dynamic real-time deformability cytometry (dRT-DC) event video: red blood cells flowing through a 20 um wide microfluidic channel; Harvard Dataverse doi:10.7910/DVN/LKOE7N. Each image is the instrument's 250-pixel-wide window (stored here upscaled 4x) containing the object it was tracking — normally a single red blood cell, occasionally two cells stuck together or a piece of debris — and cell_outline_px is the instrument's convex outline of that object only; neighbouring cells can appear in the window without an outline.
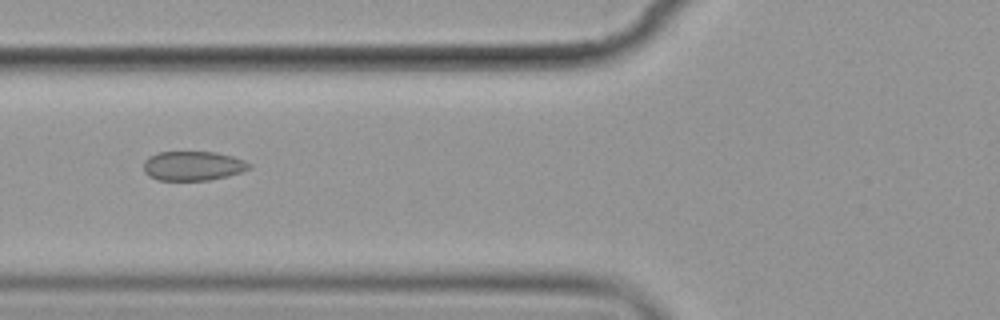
{"species": "common noctule bat (a hibernating species)", "species_latin": "Nyctalus noctula", "temperature_condition": "cold", "stored_images_in_passage": 6, "camera_frame_rate_fps": 3000, "um_per_image_px": 0.085, "animal": {"sex": "female", "body_mass_g": 19.9}, "frame": {"image": 1, "passage_image": 2, "time_ms": 1.333, "image_size_px": [1000, 320], "cell_outline_px": [[252, 168], [228, 176], [208, 180], [156, 180], [148, 176], [144, 172], [144, 160], [148, 156], [156, 152], [216, 152], [232, 156], [244, 160], [252, 164]], "centroid_in_image_um": [16.39, 14.09], "position_along_channel_um": 109.4, "area_um2": 18.26}}
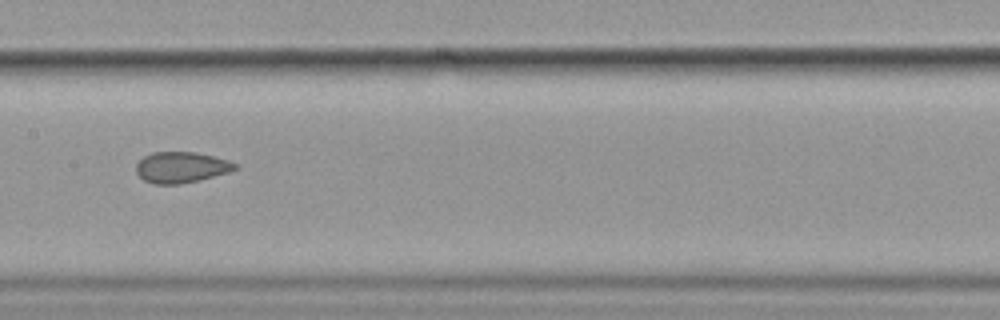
{"frame": {"image": 2, "passage_image": 4, "time_ms": 3.667, "image_size_px": [1000, 320], "cell_outline_px": [[240, 168], [228, 172], [200, 180], [180, 184], [152, 184], [144, 180], [136, 172], [136, 164], [144, 156], [152, 152], [196, 152], [228, 160], [236, 164]], "centroid_in_image_um": [15.4, 14.22], "position_along_channel_um": 192.0, "area_um2": 17.86}}
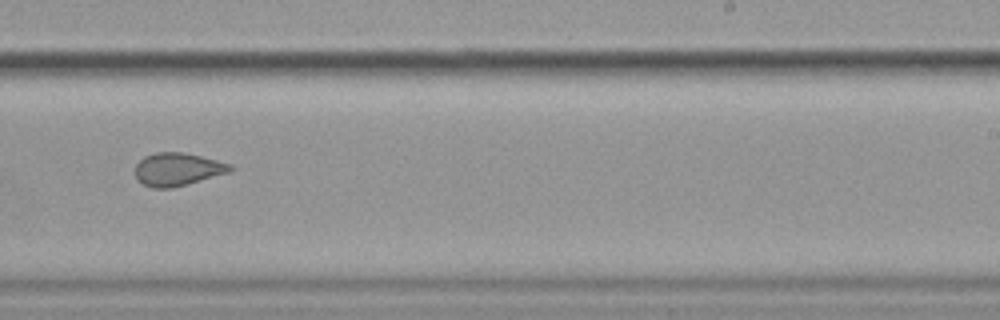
{"frame": {"image": 3, "passage_image": 6, "time_ms": 6.0, "image_size_px": [1000, 320], "cell_outline_px": [[236, 168], [228, 172], [188, 184], [172, 188], [152, 188], [144, 184], [136, 176], [136, 164], [144, 156], [156, 152], [180, 152], [200, 156], [232, 164]], "centroid_in_image_um": [15.1, 14.39], "position_along_channel_um": 273.9, "area_um2": 18.09}}